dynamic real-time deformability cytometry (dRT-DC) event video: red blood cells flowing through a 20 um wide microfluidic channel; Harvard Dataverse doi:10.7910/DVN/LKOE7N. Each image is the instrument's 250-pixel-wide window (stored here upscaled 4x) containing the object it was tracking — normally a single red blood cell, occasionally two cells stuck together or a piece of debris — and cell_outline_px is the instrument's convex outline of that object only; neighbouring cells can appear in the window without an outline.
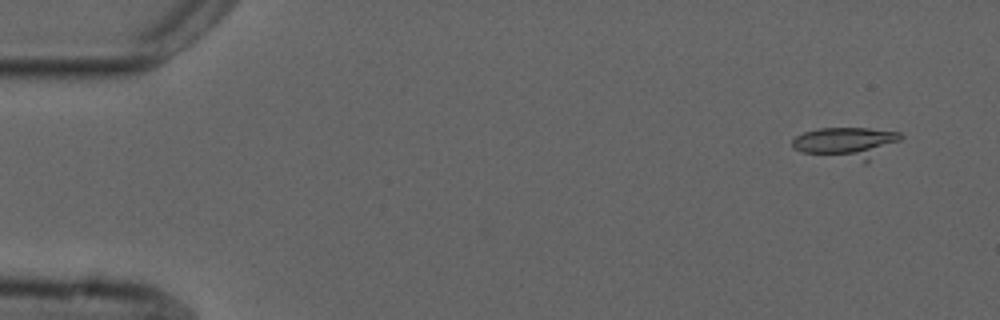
{"species": "common noctule bat (a hibernating species)", "species_latin": "Nyctalus noctula", "temperature_condition": "cold", "stored_images_in_passage": 33, "camera_frame_rate_fps": 3000, "um_per_image_px": 0.085, "animal": {"sex": "male", "forearm_length_mm": 52.5}, "frame": {"image": 1, "passage_image": 1, "time_ms": 0.0, "image_size_px": [1000, 320], "cell_outline_px": [[904, 136], [900, 140], [868, 164], [864, 164], [800, 152], [792, 148], [792, 140], [796, 136], [804, 132], [820, 128], [868, 128], [900, 132]], "centroid_in_image_um": [71.97, 12.18], "position_along_channel_um": 13.0, "area_um2": 20.52}}
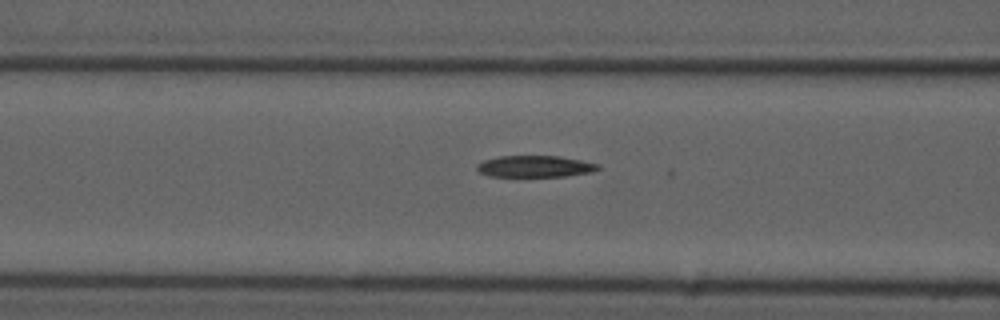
{"frame": {"image": 2, "passage_image": 19, "time_ms": 6.0, "image_size_px": [1000, 320], "cell_outline_px": [[600, 168], [592, 172], [568, 176], [488, 176], [480, 172], [476, 168], [476, 164], [484, 160], [500, 156], [560, 156], [600, 164]], "centroid_in_image_um": [45.48, 14.14], "position_along_channel_um": 121.1, "area_um2": 15.2}}
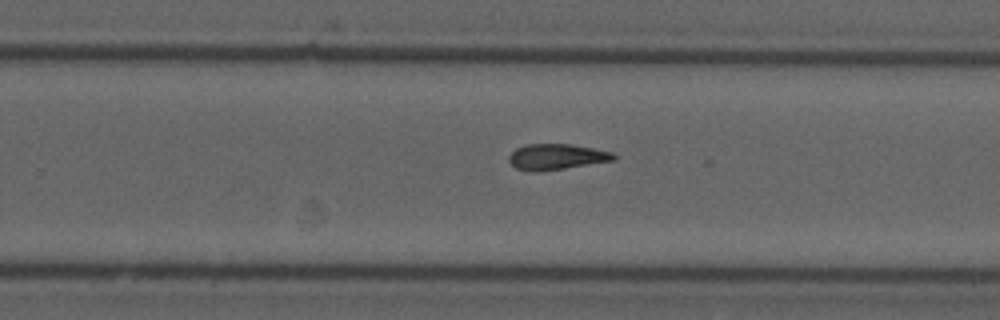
{"frame": {"image": 3, "passage_image": 32, "time_ms": 10.333, "image_size_px": [1000, 320], "cell_outline_px": [[616, 160], [564, 168], [536, 172], [532, 172], [516, 168], [508, 160], [508, 156], [516, 148], [528, 144], [572, 144], [616, 152]], "centroid_in_image_um": [47.34, 13.32], "position_along_channel_um": 282.5, "area_um2": 15.84}}